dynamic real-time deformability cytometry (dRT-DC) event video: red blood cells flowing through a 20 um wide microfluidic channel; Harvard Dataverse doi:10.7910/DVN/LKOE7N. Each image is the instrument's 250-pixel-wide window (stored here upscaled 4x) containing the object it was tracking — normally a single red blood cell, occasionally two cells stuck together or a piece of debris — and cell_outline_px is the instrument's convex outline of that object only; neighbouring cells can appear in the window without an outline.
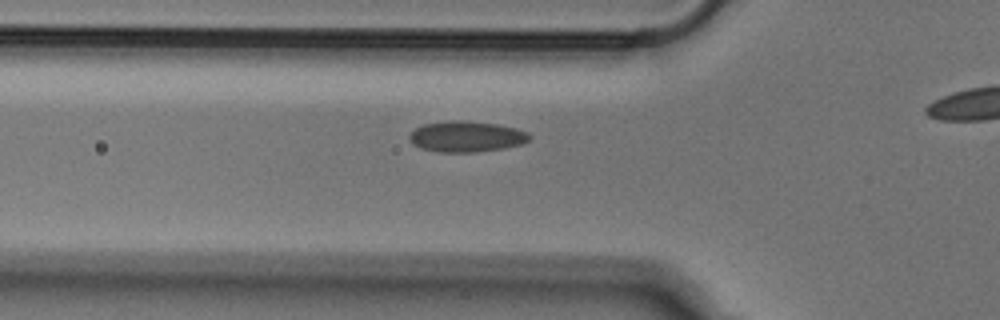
{"species": "Egyptian fruit bat (a non-hibernating species)", "species_latin": "Rousettus aegyptiacus", "temperature_condition": "cold", "stored_images_in_passage": 27, "camera_frame_rate_fps": 3000, "um_per_image_px": 0.085, "animal": {"sex": "male"}, "frame": {"image": 1, "passage_image": 2, "time_ms": 0.333, "image_size_px": [1000, 320], "cell_outline_px": [[532, 136], [524, 144], [504, 148], [476, 152], [440, 152], [420, 148], [412, 144], [408, 136], [416, 128], [424, 124], [456, 120], [496, 124], [516, 128], [528, 132]], "centroid_in_image_um": [39.66, 11.62], "position_along_channel_um": 86.1, "area_um2": 21.5}}
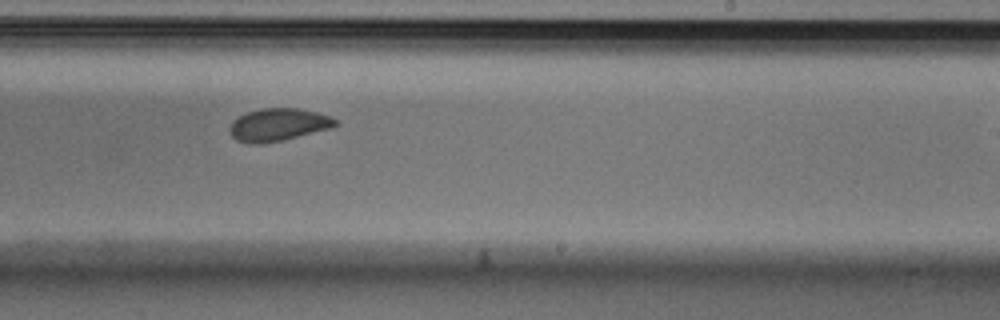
{"frame": {"image": 2, "passage_image": 16, "time_ms": 5.0, "image_size_px": [1000, 320], "cell_outline_px": [[340, 124], [332, 128], [284, 140], [264, 144], [248, 144], [236, 140], [232, 136], [228, 128], [232, 120], [248, 112], [260, 108], [300, 108], [320, 112], [336, 120]], "centroid_in_image_um": [23.65, 10.61], "position_along_channel_um": 265.3, "area_um2": 20.46}}
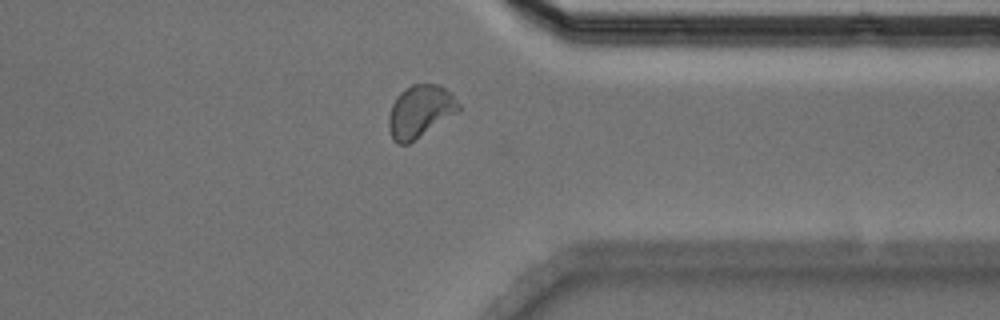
{"frame": {"image": 3, "passage_image": 25, "time_ms": 8.0, "image_size_px": [1000, 320], "cell_outline_px": [[460, 112], [408, 144], [400, 144], [392, 140], [388, 128], [388, 120], [392, 104], [396, 96], [400, 92], [412, 84], [440, 84], [452, 92], [460, 104]], "centroid_in_image_um": [35.74, 9.46], "position_along_channel_um": 375.7, "area_um2": 21.73}}